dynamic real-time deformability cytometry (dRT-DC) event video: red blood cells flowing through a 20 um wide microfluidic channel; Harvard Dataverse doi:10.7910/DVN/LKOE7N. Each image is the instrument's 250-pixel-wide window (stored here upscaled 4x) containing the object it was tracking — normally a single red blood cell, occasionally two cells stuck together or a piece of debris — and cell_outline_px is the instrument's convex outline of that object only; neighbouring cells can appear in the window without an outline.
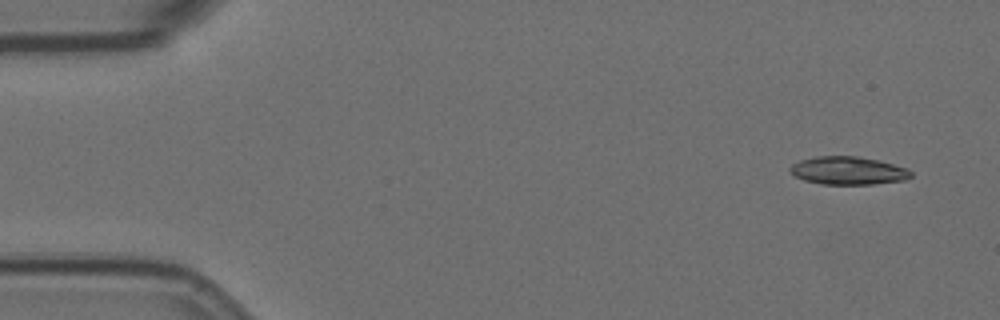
{"species": "Egyptian fruit bat (a non-hibernating species)", "species_latin": "Rousettus aegyptiacus", "temperature_condition": "room temperature", "stored_images_in_passage": 4, "camera_frame_rate_fps": 3000, "um_per_image_px": 0.085, "animal": {"sex": "female"}, "frame": {"image": 1, "passage_image": 1, "time_ms": 0.0, "image_size_px": [1000, 320], "cell_outline_px": [[912, 176], [904, 180], [872, 184], [820, 184], [804, 180], [788, 172], [788, 168], [792, 164], [800, 160], [816, 156], [856, 156], [876, 160], [908, 168], [912, 172]], "centroid_in_image_um": [72.05, 14.5], "position_along_channel_um": 12.9, "area_um2": 19.71}}
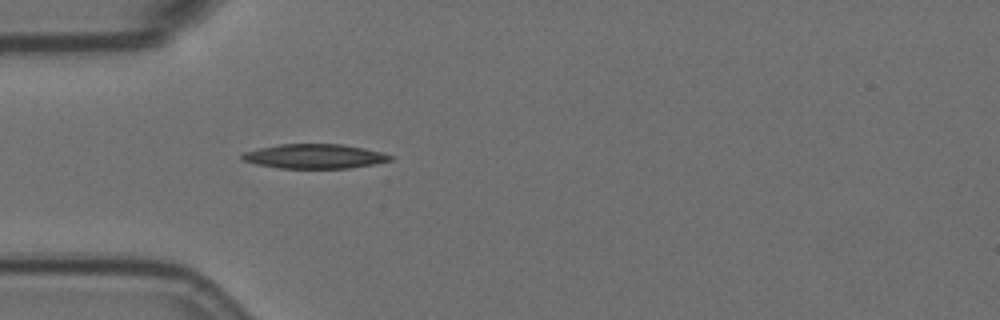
{"frame": {"image": 2, "passage_image": 4, "time_ms": 4.333, "image_size_px": [1000, 320], "cell_outline_px": [[396, 156], [392, 160], [372, 164], [348, 168], [280, 168], [256, 164], [240, 160], [240, 156], [244, 152], [260, 148], [280, 144], [340, 144], [364, 148]], "centroid_in_image_um": [26.72, 13.28], "position_along_channel_um": 58.3, "area_um2": 21.04}}